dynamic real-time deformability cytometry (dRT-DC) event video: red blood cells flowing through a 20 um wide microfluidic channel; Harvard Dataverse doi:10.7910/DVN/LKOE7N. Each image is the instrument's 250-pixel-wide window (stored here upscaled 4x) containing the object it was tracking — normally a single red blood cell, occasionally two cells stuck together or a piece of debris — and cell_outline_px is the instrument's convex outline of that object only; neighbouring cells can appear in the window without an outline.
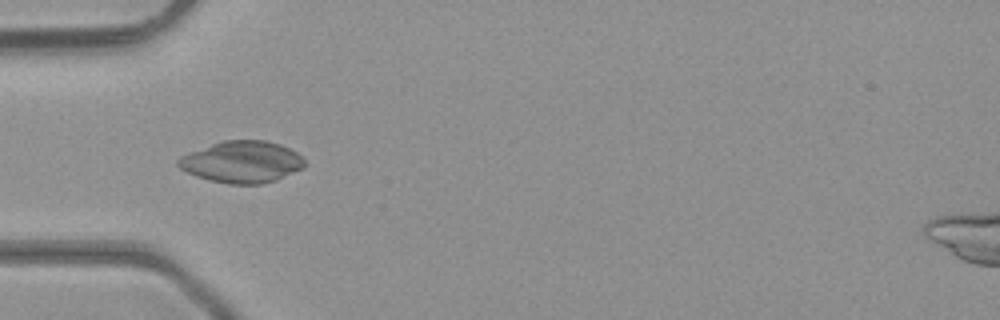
{"species": "common noctule bat (a hibernating species)", "species_latin": "Nyctalus noctula", "temperature_condition": "room temperature", "stored_images_in_passage": 47, "camera_frame_rate_fps": 3000, "um_per_image_px": 0.085, "animal": {"sex": "male", "body_mass_g": 23.1, "forearm_length_mm": 52.7}, "frame": {"image": 1, "passage_image": 15, "time_ms": 4.667, "image_size_px": [1000, 320], "cell_outline_px": [[304, 168], [276, 180], [260, 184], [228, 184], [208, 180], [196, 176], [180, 168], [176, 164], [176, 160], [180, 156], [212, 144], [224, 140], [264, 140], [280, 144], [296, 152], [304, 160]], "centroid_in_image_um": [20.55, 13.77], "position_along_channel_um": 64.4, "area_um2": 30.63}}
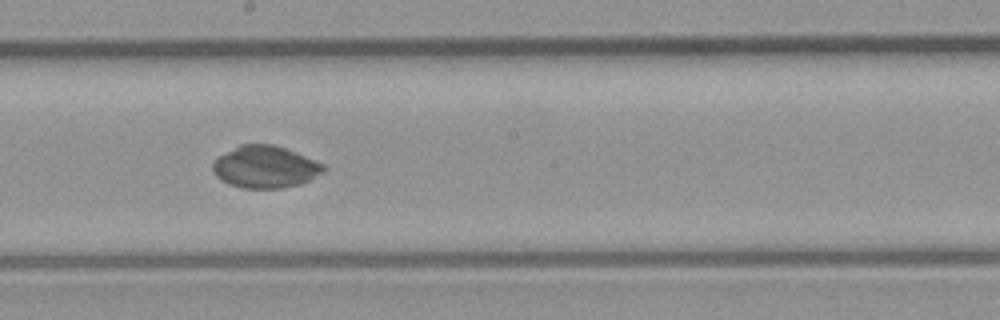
{"frame": {"image": 2, "passage_image": 26, "time_ms": 8.333, "image_size_px": [1000, 320], "cell_outline_px": [[324, 172], [300, 184], [280, 188], [244, 188], [228, 184], [216, 176], [212, 168], [212, 164], [216, 156], [240, 144], [272, 144], [284, 148], [324, 164]], "centroid_in_image_um": [22.49, 14.18], "position_along_channel_um": 225.7, "area_um2": 27.05}}
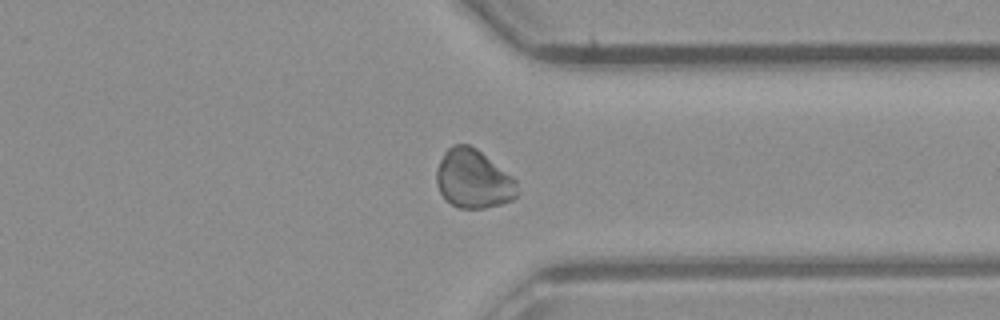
{"frame": {"image": 3, "passage_image": 36, "time_ms": 11.667, "image_size_px": [1000, 320], "cell_outline_px": [[520, 192], [512, 200], [500, 204], [484, 208], [460, 208], [452, 204], [440, 192], [436, 184], [436, 168], [444, 152], [452, 144], [468, 144], [476, 148], [516, 180]], "centroid_in_image_um": [40.23, 15.21], "position_along_channel_um": 371.2, "area_um2": 27.57}, "authors_computed_cell_mechanics": {"area_um2": 29.0156, "velocity_mm_per_s": 4.4042, "shape_relaxation_time_tau1_ms": 11.3125, "shape_relaxation_time_tau2_ms": null, "deformation_change_tau1": 0.3099, "deformation_change_tau2": null}}